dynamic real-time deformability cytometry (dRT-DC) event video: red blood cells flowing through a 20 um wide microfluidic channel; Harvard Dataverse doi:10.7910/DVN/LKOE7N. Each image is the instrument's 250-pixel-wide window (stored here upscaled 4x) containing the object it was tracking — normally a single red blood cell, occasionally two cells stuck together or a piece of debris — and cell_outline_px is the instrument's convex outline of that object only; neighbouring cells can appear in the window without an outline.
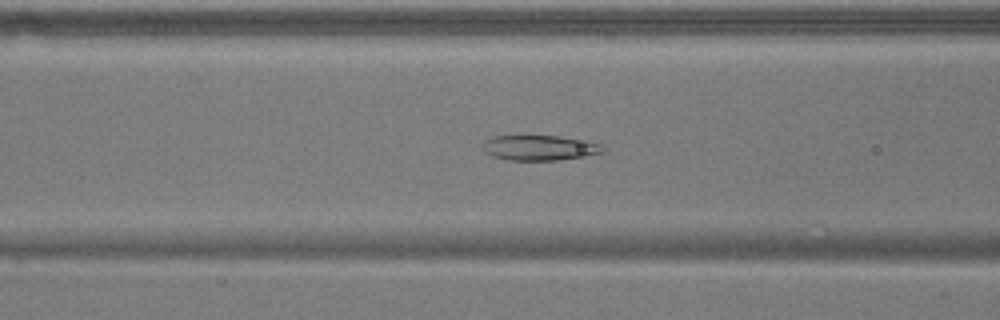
{"species": "common noctule bat (a hibernating species)", "species_latin": "Nyctalus noctula", "temperature_condition": "warm", "stored_images_in_passage": 55, "camera_frame_rate_fps": 3000, "um_per_image_px": 0.085, "animal": {"sex": "male", "body_mass_g": 17.9}, "frame": {"image": 1, "passage_image": 21, "time_ms": 6.667, "image_size_px": [1000, 320], "cell_outline_px": [[604, 152], [584, 156], [560, 160], [508, 160], [492, 156], [484, 152], [484, 144], [488, 140], [496, 136], [556, 136], [588, 140], [600, 144], [604, 148]], "centroid_in_image_um": [45.91, 12.57], "position_along_channel_um": 120.7, "area_um2": 17.46}}
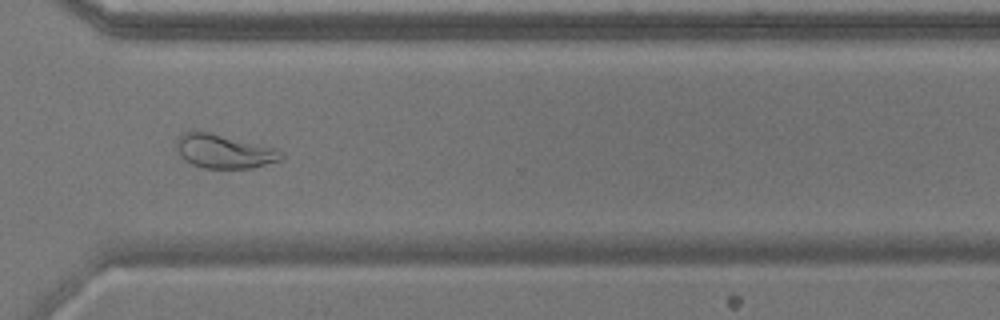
{"frame": {"image": 2, "passage_image": 40, "time_ms": 13.0, "image_size_px": [1000, 320], "cell_outline_px": [[284, 156], [280, 160], [252, 168], [204, 168], [192, 164], [184, 160], [180, 156], [176, 148], [176, 140], [184, 132], [208, 132], [280, 148], [284, 152]], "centroid_in_image_um": [19.09, 12.87], "position_along_channel_um": 351.5, "area_um2": 20.81}}
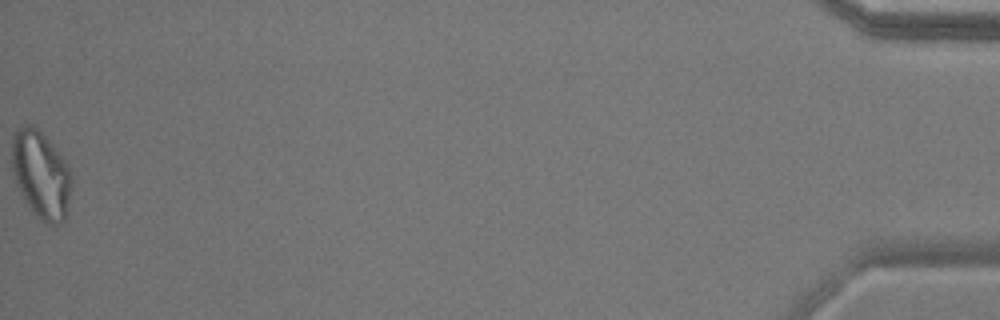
{"frame": {"image": 3, "passage_image": 55, "time_ms": 18.0, "image_size_px": [1000, 320], "cell_outline_px": [[72, 188], [68, 212], [64, 220], [60, 224], [52, 224], [40, 220], [24, 200], [16, 184], [12, 172], [12, 136], [24, 124], [32, 124], [48, 140], [68, 164], [72, 176]], "centroid_in_image_um": [3.5, 14.87], "position_along_channel_um": 431.7, "area_um2": 30.58}, "authors_computed_cell_mechanics": {"area_um2": 23.9292, "velocity_mm_per_s": 3.644, "shape_relaxation_time_tau1_ms": null, "shape_relaxation_time_tau2_ms": 3.6975, "deformation_change_tau1": null, "deformation_change_tau2": 0.0533}}